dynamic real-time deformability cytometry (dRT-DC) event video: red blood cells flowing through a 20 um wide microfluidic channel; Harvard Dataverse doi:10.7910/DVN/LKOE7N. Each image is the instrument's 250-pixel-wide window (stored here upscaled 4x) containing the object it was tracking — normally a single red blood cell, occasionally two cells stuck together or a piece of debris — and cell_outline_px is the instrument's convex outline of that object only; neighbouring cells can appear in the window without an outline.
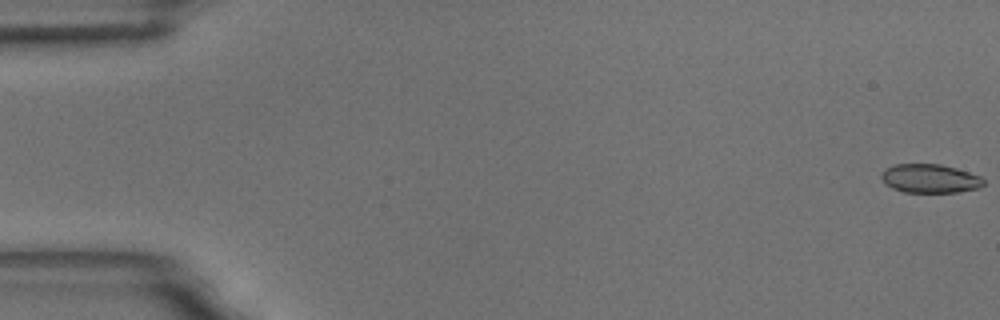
{"species": "common noctule bat (a hibernating species)", "species_latin": "Nyctalus noctula", "temperature_condition": "room temperature", "stored_images_in_passage": 59, "camera_frame_rate_fps": 3000, "um_per_image_px": 0.085, "animal": {"sex": "male", "body_mass_g": 18.8}, "frame": {"image": 1, "passage_image": 1, "time_ms": 0.0, "image_size_px": [1000, 320], "cell_outline_px": [[984, 184], [980, 188], [956, 192], [904, 192], [892, 188], [884, 184], [880, 176], [888, 168], [896, 164], [940, 164], [956, 168], [980, 176], [984, 180]], "centroid_in_image_um": [79.05, 15.18], "position_along_channel_um": 5.9, "area_um2": 17.05}}
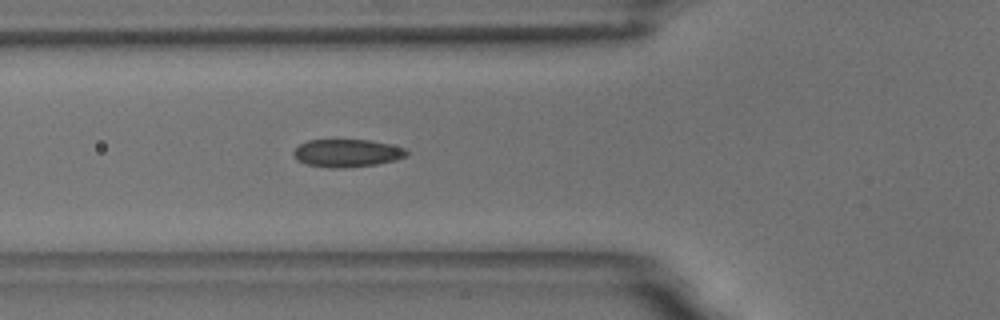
{"frame": {"image": 2, "passage_image": 22, "time_ms": 7.0, "image_size_px": [1000, 320], "cell_outline_px": [[408, 156], [396, 160], [376, 164], [340, 168], [328, 168], [308, 164], [296, 160], [292, 152], [300, 144], [308, 140], [372, 140], [404, 148], [408, 152]], "centroid_in_image_um": [29.49, 13.01], "position_along_channel_um": 96.3, "area_um2": 18.26}}
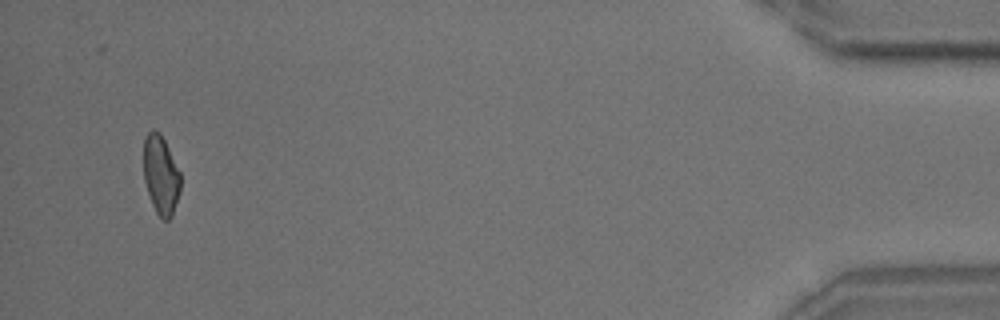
{"frame": {"image": 3, "passage_image": 57, "time_ms": 18.667, "image_size_px": [1000, 320], "cell_outline_px": [[180, 192], [172, 216], [168, 220], [164, 220], [156, 212], [152, 204], [144, 180], [144, 140], [148, 132], [152, 128], [160, 132], [180, 172]], "centroid_in_image_um": [13.67, 14.87], "position_along_channel_um": 421.5, "area_um2": 16.88}, "authors_computed_cell_mechanics": {"area_um2": 18.0914, "velocity_mm_per_s": 3.4543, "shape_relaxation_time_tau1_ms": 7.0442, "shape_relaxation_time_tau2_ms": 1.9207, "deformation_change_tau1": 0.1298, "deformation_change_tau2": 0.0667}}